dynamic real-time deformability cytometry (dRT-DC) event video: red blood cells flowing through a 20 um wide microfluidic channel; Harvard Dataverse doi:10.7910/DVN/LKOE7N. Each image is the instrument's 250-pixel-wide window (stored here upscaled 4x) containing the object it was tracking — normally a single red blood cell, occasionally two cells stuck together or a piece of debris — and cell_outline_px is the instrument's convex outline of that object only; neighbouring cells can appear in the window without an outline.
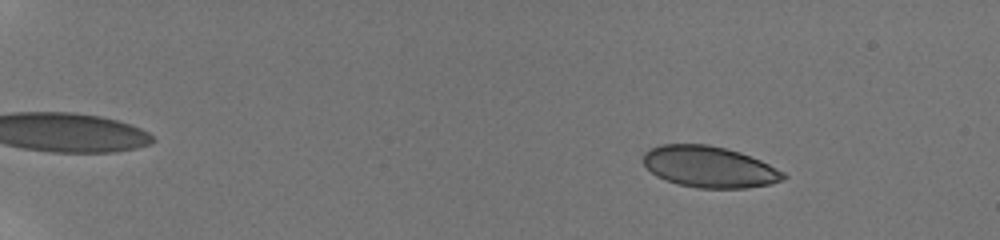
{"species": "human", "species_latin": "Homo sapiens", "temperature_condition": "room temperature", "stored_images_in_passage": 24, "camera_frame_rate_fps": 3000, "um_per_image_px": 0.085, "donor": {"sex": "male"}, "frame": {"image": 1, "passage_image": 9, "time_ms": 2.667, "image_size_px": [1000, 240], "cell_outline_px": [[788, 176], [784, 180], [768, 184], [748, 188], [700, 188], [680, 184], [656, 176], [644, 164], [644, 152], [648, 148], [660, 144], [708, 144], [740, 152], [760, 160], [784, 172]], "centroid_in_image_um": [60.3, 14.17], "position_along_channel_um": 24.7, "area_um2": 33.58}}
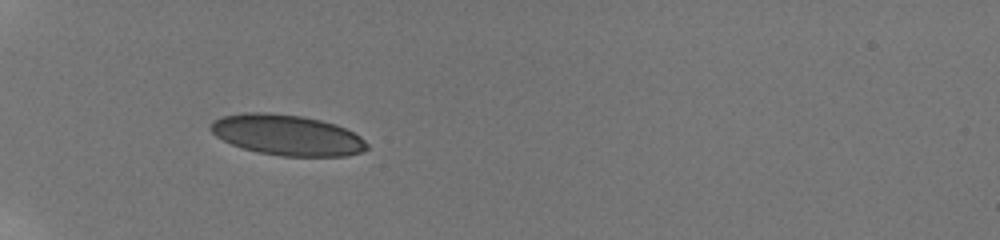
{"frame": {"image": 2, "passage_image": 22, "time_ms": 7.0, "image_size_px": [1000, 240], "cell_outline_px": [[368, 148], [360, 152], [344, 156], [280, 156], [260, 152], [244, 148], [232, 144], [216, 136], [208, 128], [212, 120], [224, 116], [244, 112], [268, 112], [304, 116], [336, 124], [360, 136], [368, 144]], "centroid_in_image_um": [24.38, 11.47], "position_along_channel_um": 60.6, "area_um2": 36.93}}